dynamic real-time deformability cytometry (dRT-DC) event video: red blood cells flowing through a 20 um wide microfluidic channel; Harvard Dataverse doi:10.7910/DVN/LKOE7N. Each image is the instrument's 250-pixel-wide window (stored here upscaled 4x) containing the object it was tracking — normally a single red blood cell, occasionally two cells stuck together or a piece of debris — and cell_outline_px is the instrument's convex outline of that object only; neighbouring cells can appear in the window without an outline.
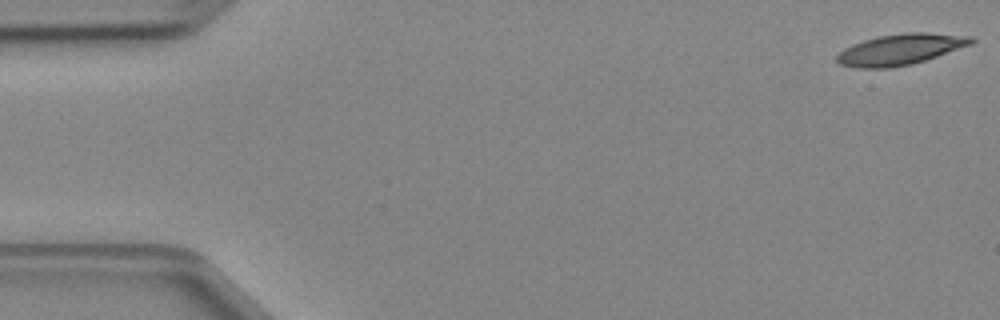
{"species": "Egyptian fruit bat (a non-hibernating species)", "species_latin": "Rousettus aegyptiacus", "temperature_condition": "cold", "stored_images_in_passage": 4, "camera_frame_rate_fps": 3000, "um_per_image_px": 0.085, "animal": {"sex": "female"}, "frame": {"image": 1, "passage_image": 1, "time_ms": 0.0, "image_size_px": [1000, 320], "cell_outline_px": [[976, 40], [972, 44], [912, 64], [888, 68], [860, 68], [840, 64], [836, 60], [836, 56], [844, 48], [852, 44], [876, 36], [908, 32], [924, 32], [972, 36]], "centroid_in_image_um": [76.53, 4.19], "position_along_channel_um": 8.5, "area_um2": 24.1}}